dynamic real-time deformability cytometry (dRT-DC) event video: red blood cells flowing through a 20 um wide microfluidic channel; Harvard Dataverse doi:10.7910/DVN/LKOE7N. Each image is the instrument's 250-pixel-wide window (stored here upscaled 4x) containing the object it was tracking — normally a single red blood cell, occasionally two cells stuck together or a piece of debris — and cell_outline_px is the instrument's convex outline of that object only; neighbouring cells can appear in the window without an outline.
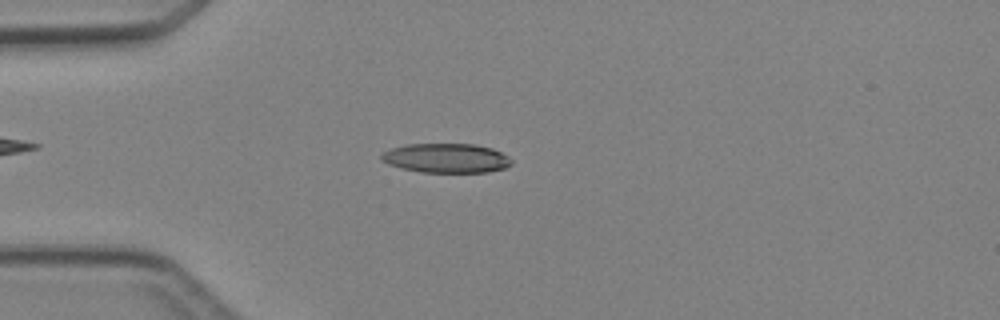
{"species": "Egyptian fruit bat (a non-hibernating species)", "species_latin": "Rousettus aegyptiacus", "temperature_condition": "cold", "stored_images_in_passage": 4, "camera_frame_rate_fps": 3000, "um_per_image_px": 0.085, "animal": {"sex": "female"}, "frame": {"image": 1, "passage_image": 3, "time_ms": 2.333, "image_size_px": [1000, 320], "cell_outline_px": [[512, 164], [504, 168], [488, 172], [420, 172], [388, 164], [380, 160], [380, 156], [384, 152], [392, 148], [408, 144], [476, 144], [492, 148], [508, 156], [512, 160]], "centroid_in_image_um": [37.95, 13.44], "position_along_channel_um": 47.1, "area_um2": 22.2}}